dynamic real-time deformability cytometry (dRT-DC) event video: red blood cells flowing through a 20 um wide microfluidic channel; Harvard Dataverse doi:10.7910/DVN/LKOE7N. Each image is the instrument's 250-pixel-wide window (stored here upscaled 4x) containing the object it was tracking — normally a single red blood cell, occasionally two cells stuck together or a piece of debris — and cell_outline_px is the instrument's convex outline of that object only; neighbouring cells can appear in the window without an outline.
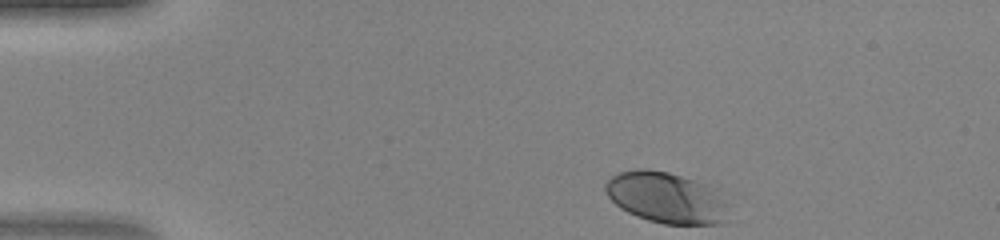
{"species": "human", "species_latin": "Homo sapiens", "temperature_condition": "warm", "stored_images_in_passage": 35, "camera_frame_rate_fps": 3000, "um_per_image_px": 0.085, "donor": {"sex": "female"}, "frame": {"image": 1, "passage_image": 1, "time_ms": 0.0, "image_size_px": [1000, 240], "cell_outline_px": [[724, 224], [664, 224], [648, 220], [636, 216], [620, 208], [608, 196], [604, 188], [604, 184], [612, 176], [620, 172], [636, 168], [644, 168], [668, 172], [720, 188], [724, 200]], "centroid_in_image_um": [56.62, 16.78], "position_along_channel_um": 28.4, "area_um2": 36.7}}
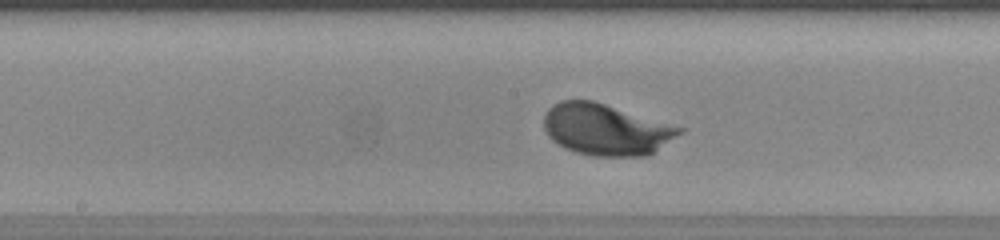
{"frame": {"image": 2, "passage_image": 18, "time_ms": 5.667, "image_size_px": [1000, 240], "cell_outline_px": [[684, 132], [652, 152], [644, 156], [592, 156], [576, 152], [564, 148], [556, 144], [548, 136], [544, 128], [544, 116], [548, 108], [552, 104], [560, 100], [592, 100], [684, 128]], "centroid_in_image_um": [51.46, 11.01], "position_along_channel_um": 196.7, "area_um2": 40.4}}
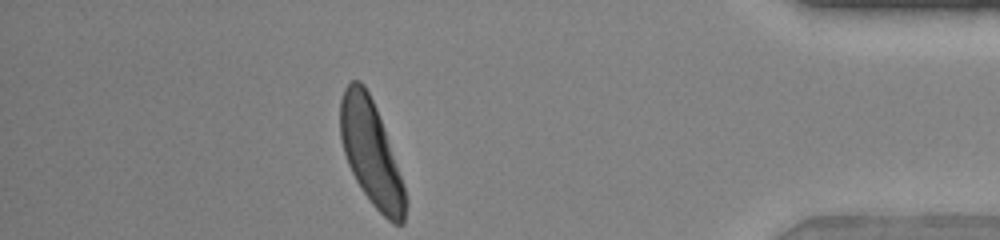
{"frame": {"image": 3, "passage_image": 35, "time_ms": 11.333, "image_size_px": [1000, 240], "cell_outline_px": [[408, 204], [404, 224], [392, 224], [372, 204], [360, 188], [348, 164], [340, 140], [340, 100], [344, 88], [352, 80], [360, 80], [364, 84], [376, 108], [384, 128], [408, 200]], "centroid_in_image_um": [31.53, 13.02], "position_along_channel_um": 403.7, "area_um2": 39.42}}